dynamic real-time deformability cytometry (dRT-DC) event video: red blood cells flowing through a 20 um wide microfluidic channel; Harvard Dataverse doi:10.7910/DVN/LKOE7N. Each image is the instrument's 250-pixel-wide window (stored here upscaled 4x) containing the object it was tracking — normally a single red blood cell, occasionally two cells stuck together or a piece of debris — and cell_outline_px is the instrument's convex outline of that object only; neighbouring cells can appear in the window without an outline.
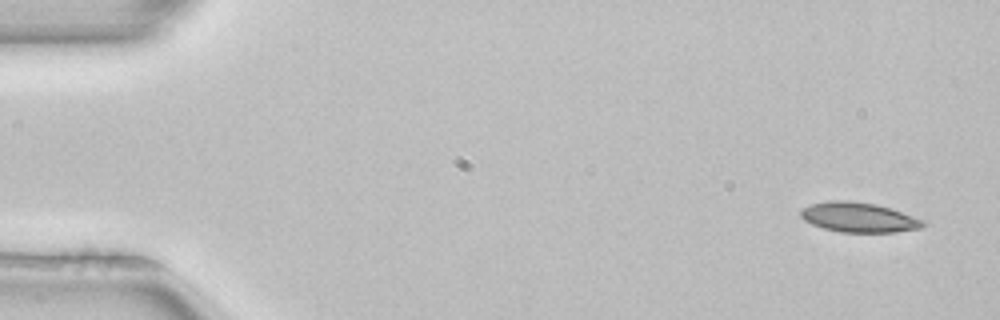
{"species": "common noctule bat (a hibernating species)", "species_latin": "Nyctalus noctula", "temperature_condition": "room temperature", "stored_images_in_passage": 4, "camera_frame_rate_fps": 3000, "um_per_image_px": 0.085, "animal": {"sex": "female", "body_mass_g": 22.7, "forearm_length_mm": 54.2}, "frame": {"image": 1, "passage_image": 1, "time_ms": 0.0, "image_size_px": [1000, 320], "cell_outline_px": [[924, 224], [920, 228], [896, 232], [840, 232], [824, 228], [812, 224], [804, 220], [800, 216], [800, 208], [812, 204], [828, 200], [848, 200], [876, 204], [924, 220]], "centroid_in_image_um": [72.93, 18.47], "position_along_channel_um": 12.1, "area_um2": 21.1}}
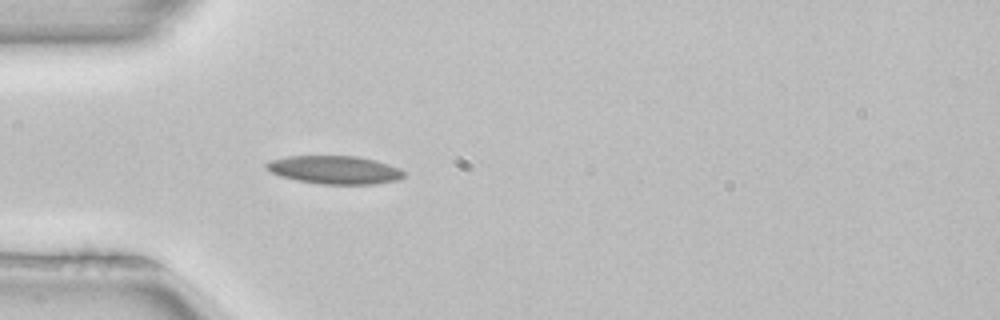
{"frame": {"image": 2, "passage_image": 4, "time_ms": 1.0, "image_size_px": [1000, 320], "cell_outline_px": [[404, 176], [400, 180], [372, 184], [320, 184], [296, 180], [280, 176], [264, 168], [264, 164], [268, 160], [288, 156], [356, 156], [376, 160], [400, 168], [404, 172]], "centroid_in_image_um": [28.42, 14.43], "position_along_channel_um": 56.6, "area_um2": 22.77}}